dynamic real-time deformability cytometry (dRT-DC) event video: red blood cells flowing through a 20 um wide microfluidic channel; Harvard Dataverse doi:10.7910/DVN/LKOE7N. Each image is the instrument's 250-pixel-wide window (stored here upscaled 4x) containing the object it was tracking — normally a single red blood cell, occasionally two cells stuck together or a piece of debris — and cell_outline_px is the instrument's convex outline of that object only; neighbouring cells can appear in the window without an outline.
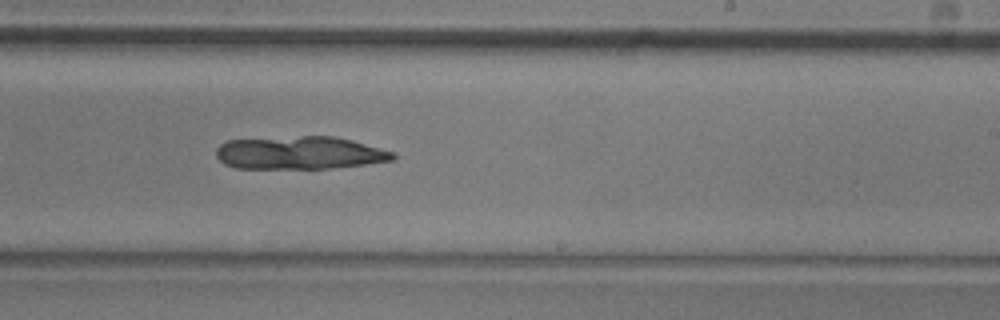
{"species": "common noctule bat (a hibernating species)", "species_latin": "Nyctalus noctula", "temperature_condition": "room temperature", "stored_images_in_passage": 40, "camera_frame_rate_fps": 3000, "um_per_image_px": 0.085, "animal": {"sex": "male", "body_mass_g": 20.5, "forearm_length_mm": 52.5}, "frame": {"image": 1, "passage_image": 19, "time_ms": 6.0, "image_size_px": [1000, 320], "cell_outline_px": [[396, 160], [364, 164], [328, 168], [236, 168], [224, 164], [216, 156], [216, 148], [220, 144], [228, 140], [300, 136], [332, 136], [352, 140], [396, 152]], "centroid_in_image_um": [25.49, 12.99], "position_along_channel_um": 263.5, "area_um2": 33.93}}
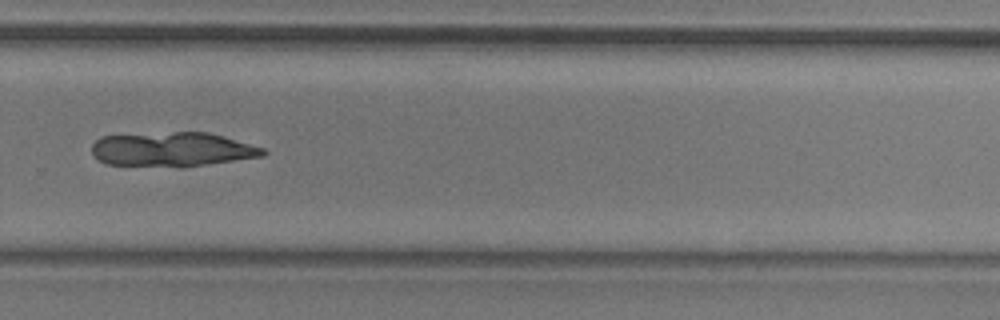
{"frame": {"image": 2, "passage_image": 23, "time_ms": 7.333, "image_size_px": [1000, 320], "cell_outline_px": [[268, 152], [264, 156], [204, 164], [108, 164], [100, 160], [92, 152], [92, 144], [100, 136], [176, 132], [208, 132], [224, 136], [264, 148]], "centroid_in_image_um": [14.68, 12.65], "position_along_channel_um": 315.1, "area_um2": 32.89}}
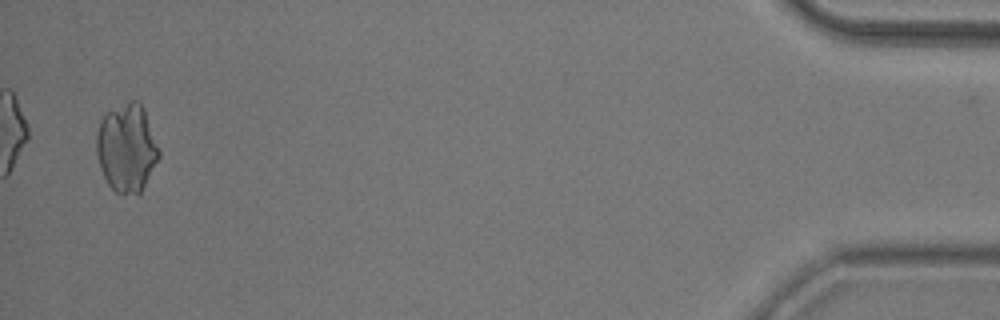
{"frame": {"image": 3, "passage_image": 38, "time_ms": 12.333, "image_size_px": [1000, 320], "cell_outline_px": [[160, 156], [140, 196], [120, 196], [108, 184], [100, 168], [96, 152], [96, 132], [100, 120], [108, 112], [128, 100], [140, 100], [144, 108], [160, 148]], "centroid_in_image_um": [10.79, 12.61], "position_along_channel_um": 424.4, "area_um2": 32.89}}